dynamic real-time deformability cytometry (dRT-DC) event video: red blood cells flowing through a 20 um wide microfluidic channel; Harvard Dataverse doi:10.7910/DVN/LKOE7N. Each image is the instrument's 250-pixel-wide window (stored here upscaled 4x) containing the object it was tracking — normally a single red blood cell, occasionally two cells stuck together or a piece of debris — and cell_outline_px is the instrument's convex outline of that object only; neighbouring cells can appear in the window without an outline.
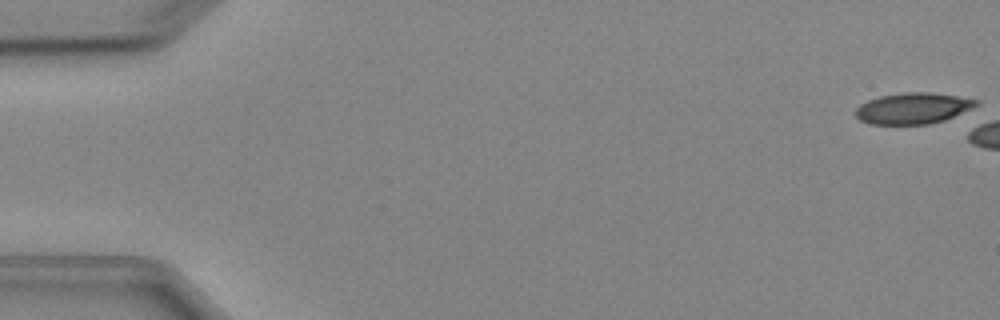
{"species": "Egyptian fruit bat (a non-hibernating species)", "species_latin": "Rousettus aegyptiacus", "temperature_condition": "cold", "stored_images_in_passage": 2, "camera_frame_rate_fps": 3000, "um_per_image_px": 0.085, "animal": {"sex": "female"}, "frame": {"image": 1, "passage_image": 1, "time_ms": 0.0, "image_size_px": [1000, 320], "cell_outline_px": [[980, 104], [972, 108], [944, 120], [928, 124], [868, 124], [860, 120], [856, 116], [856, 108], [860, 104], [868, 100], [880, 96], [904, 92], [928, 92], [956, 96], [980, 100]], "centroid_in_image_um": [77.6, 9.2], "position_along_channel_um": 7.4, "area_um2": 21.79}}